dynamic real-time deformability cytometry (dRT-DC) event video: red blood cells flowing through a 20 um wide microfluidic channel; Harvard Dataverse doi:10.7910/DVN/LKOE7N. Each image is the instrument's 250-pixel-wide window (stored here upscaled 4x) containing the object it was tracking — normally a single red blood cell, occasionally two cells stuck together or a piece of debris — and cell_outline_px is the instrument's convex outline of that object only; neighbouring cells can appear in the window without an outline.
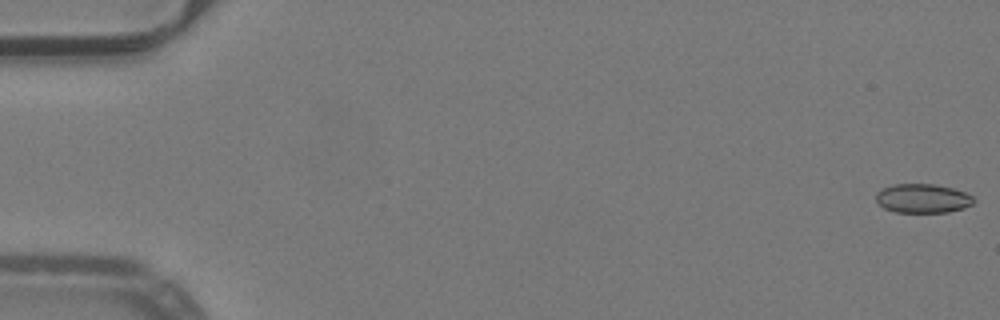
{"species": "common noctule bat (a hibernating species)", "species_latin": "Nyctalus noctula", "temperature_condition": "warm", "stored_images_in_passage": 52, "camera_frame_rate_fps": 3000, "um_per_image_px": 0.085, "animal": {"sex": "male", "body_mass_g": 19.2, "forearm_length_mm": 51.8}, "frame": {"image": 1, "passage_image": 1, "time_ms": 0.0, "image_size_px": [1000, 320], "cell_outline_px": [[976, 200], [972, 204], [964, 208], [948, 212], [896, 212], [884, 208], [876, 200], [876, 192], [892, 184], [936, 184], [952, 188], [964, 192], [972, 196]], "centroid_in_image_um": [78.44, 16.86], "position_along_channel_um": 6.6, "area_um2": 16.53}}
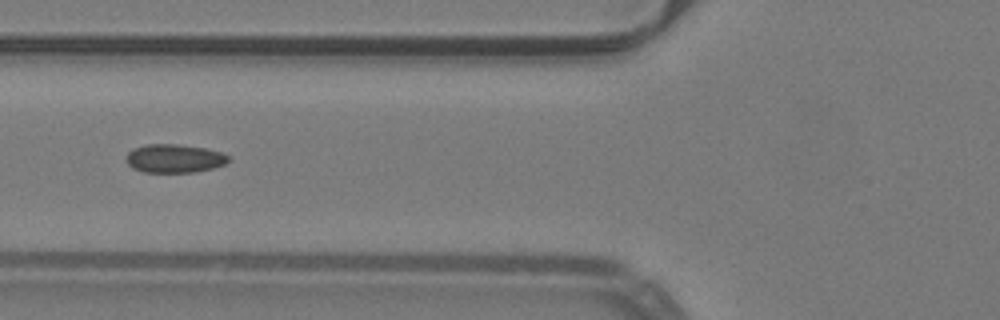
{"frame": {"image": 2, "passage_image": 21, "time_ms": 6.667, "image_size_px": [1000, 320], "cell_outline_px": [[228, 160], [224, 164], [212, 168], [196, 172], [144, 172], [132, 168], [124, 160], [124, 156], [132, 148], [148, 144], [176, 144], [204, 148], [224, 152], [228, 156]], "centroid_in_image_um": [14.77, 13.46], "position_along_channel_um": 111.0, "area_um2": 17.11}}
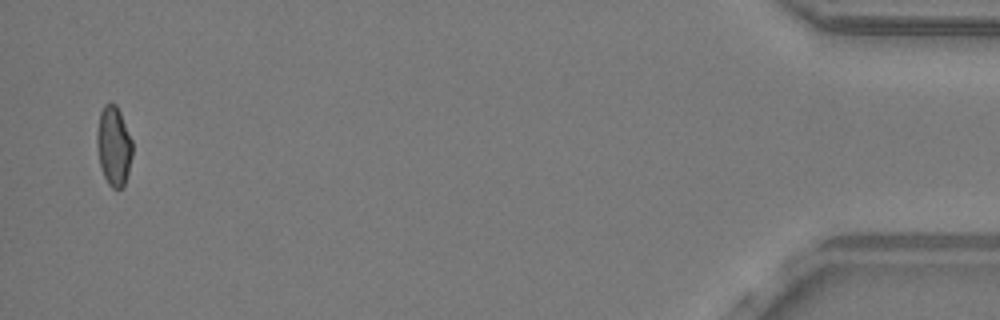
{"frame": {"image": 3, "passage_image": 51, "time_ms": 16.667, "image_size_px": [1000, 320], "cell_outline_px": [[132, 156], [128, 172], [124, 184], [120, 188], [112, 188], [108, 184], [104, 176], [100, 164], [96, 144], [96, 132], [100, 112], [104, 104], [112, 100], [116, 104], [120, 112], [132, 140]], "centroid_in_image_um": [9.65, 12.35], "position_along_channel_um": 425.5, "area_um2": 16.53}, "authors_computed_cell_mechanics": {"area_um2": 16.9354, "velocity_mm_per_s": 4.0296, "shape_relaxation_time_tau1_ms": null, "shape_relaxation_time_tau2_ms": 2.3652, "deformation_change_tau1": null, "deformation_change_tau2": 0.0674}}